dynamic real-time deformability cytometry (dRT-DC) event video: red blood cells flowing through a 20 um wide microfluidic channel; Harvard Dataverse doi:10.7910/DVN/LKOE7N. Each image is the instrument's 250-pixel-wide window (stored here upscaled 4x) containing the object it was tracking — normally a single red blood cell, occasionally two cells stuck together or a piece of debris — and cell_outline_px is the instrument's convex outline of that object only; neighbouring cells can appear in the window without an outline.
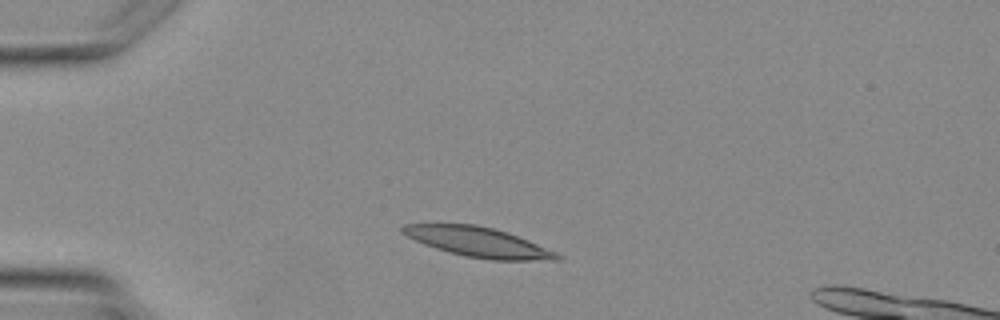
{"species": "Egyptian fruit bat (a non-hibernating species)", "species_latin": "Rousettus aegyptiacus", "temperature_condition": "warm", "stored_images_in_passage": 2, "camera_frame_rate_fps": 3000, "um_per_image_px": 0.085, "animal": {"sex": "female"}, "frame": {"image": 1, "passage_image": 1, "time_ms": 0.0, "image_size_px": [1000, 320], "cell_outline_px": [[560, 260], [492, 260], [464, 256], [448, 252], [424, 244], [400, 232], [400, 228], [404, 224], [476, 224], [496, 228], [508, 232], [528, 240], [556, 252], [560, 256]], "centroid_in_image_um": [40.64, 20.57], "position_along_channel_um": 44.4, "area_um2": 26.7}}